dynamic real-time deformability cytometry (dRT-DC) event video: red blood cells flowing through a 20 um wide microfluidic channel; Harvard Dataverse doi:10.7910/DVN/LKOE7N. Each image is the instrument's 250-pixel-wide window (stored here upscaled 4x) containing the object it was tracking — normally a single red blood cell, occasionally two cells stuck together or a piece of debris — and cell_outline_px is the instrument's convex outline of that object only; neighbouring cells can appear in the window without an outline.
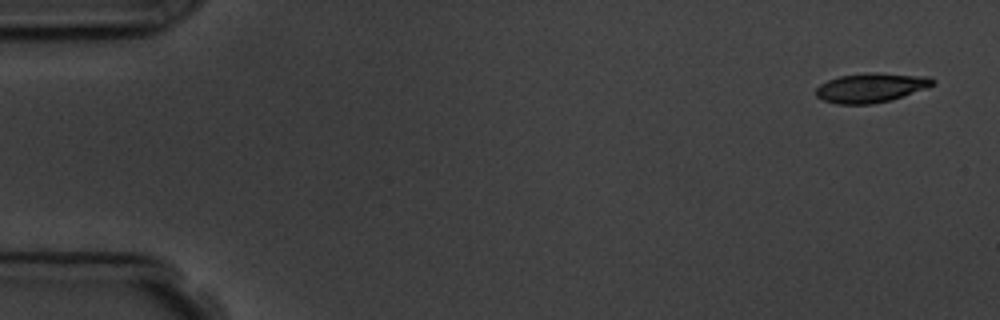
{"species": "common noctule bat (a hibernating species)", "species_latin": "Nyctalus noctula", "temperature_condition": "room temperature", "stored_images_in_passage": 4, "camera_frame_rate_fps": 3000, "um_per_image_px": 0.085, "animal": {"sex": "male", "body_mass_g": 19.5, "forearm_length_mm": 54.6}, "frame": {"image": 1, "passage_image": 1, "time_ms": 0.0, "image_size_px": [1000, 320], "cell_outline_px": [[936, 84], [928, 88], [892, 100], [872, 104], [836, 104], [824, 100], [816, 96], [816, 88], [820, 84], [828, 80], [840, 76], [928, 76], [936, 80]], "centroid_in_image_um": [74.03, 7.53], "position_along_channel_um": 11.0, "area_um2": 18.9}}